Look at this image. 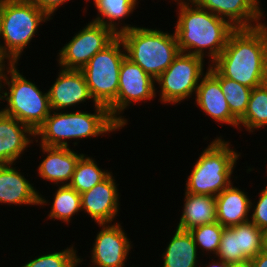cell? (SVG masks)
Wrapping results in <instances>:
<instances>
[{"instance_id":"6da1fadb","label":"cell","mask_w":267,"mask_h":267,"mask_svg":"<svg viewBox=\"0 0 267 267\" xmlns=\"http://www.w3.org/2000/svg\"><path fill=\"white\" fill-rule=\"evenodd\" d=\"M223 77L249 88L267 82V24L237 28L211 64Z\"/></svg>"},{"instance_id":"7a4b0ae2","label":"cell","mask_w":267,"mask_h":267,"mask_svg":"<svg viewBox=\"0 0 267 267\" xmlns=\"http://www.w3.org/2000/svg\"><path fill=\"white\" fill-rule=\"evenodd\" d=\"M174 31L180 52L208 59L211 65L236 29L227 20L196 6L191 0L176 2Z\"/></svg>"},{"instance_id":"3957f363","label":"cell","mask_w":267,"mask_h":267,"mask_svg":"<svg viewBox=\"0 0 267 267\" xmlns=\"http://www.w3.org/2000/svg\"><path fill=\"white\" fill-rule=\"evenodd\" d=\"M92 112L84 110H51L45 122L35 132V143L48 147L78 146L83 138L105 137L123 129L103 105L94 106ZM71 140V141H70Z\"/></svg>"},{"instance_id":"277c9868","label":"cell","mask_w":267,"mask_h":267,"mask_svg":"<svg viewBox=\"0 0 267 267\" xmlns=\"http://www.w3.org/2000/svg\"><path fill=\"white\" fill-rule=\"evenodd\" d=\"M222 135L203 148L192 170L185 179V192L199 195L217 196L234 183V170L241 153ZM238 160V162H237ZM233 176V177H232ZM232 178V179H231ZM234 178V179H233ZM234 180V181H232Z\"/></svg>"},{"instance_id":"5b68a950","label":"cell","mask_w":267,"mask_h":267,"mask_svg":"<svg viewBox=\"0 0 267 267\" xmlns=\"http://www.w3.org/2000/svg\"><path fill=\"white\" fill-rule=\"evenodd\" d=\"M50 20L52 19L30 0H4L0 61L18 64L26 52L25 48L31 45L34 36L39 35L40 26Z\"/></svg>"},{"instance_id":"8992f818","label":"cell","mask_w":267,"mask_h":267,"mask_svg":"<svg viewBox=\"0 0 267 267\" xmlns=\"http://www.w3.org/2000/svg\"><path fill=\"white\" fill-rule=\"evenodd\" d=\"M19 65L5 62L3 113L36 132L51 112L48 90L42 92L40 86L18 70Z\"/></svg>"},{"instance_id":"52a82bcc","label":"cell","mask_w":267,"mask_h":267,"mask_svg":"<svg viewBox=\"0 0 267 267\" xmlns=\"http://www.w3.org/2000/svg\"><path fill=\"white\" fill-rule=\"evenodd\" d=\"M160 29L136 26L119 35L124 43L126 57L155 80L180 52L175 31L169 33Z\"/></svg>"},{"instance_id":"ba28073f","label":"cell","mask_w":267,"mask_h":267,"mask_svg":"<svg viewBox=\"0 0 267 267\" xmlns=\"http://www.w3.org/2000/svg\"><path fill=\"white\" fill-rule=\"evenodd\" d=\"M125 57L124 43L117 36L81 69L90 94L97 104L108 108L117 99L120 68Z\"/></svg>"},{"instance_id":"9c48e42d","label":"cell","mask_w":267,"mask_h":267,"mask_svg":"<svg viewBox=\"0 0 267 267\" xmlns=\"http://www.w3.org/2000/svg\"><path fill=\"white\" fill-rule=\"evenodd\" d=\"M208 69L209 63H205L203 58L179 52L172 64L155 80V84L158 85L156 86L158 101L164 106L165 104L175 106L184 100L189 101L188 99L192 97L193 100L200 79Z\"/></svg>"},{"instance_id":"30bf717a","label":"cell","mask_w":267,"mask_h":267,"mask_svg":"<svg viewBox=\"0 0 267 267\" xmlns=\"http://www.w3.org/2000/svg\"><path fill=\"white\" fill-rule=\"evenodd\" d=\"M156 97L155 79L125 57L120 68L117 99L108 107L112 118L124 128L129 122V118L123 116L125 110L140 102L151 103Z\"/></svg>"},{"instance_id":"8fae6325","label":"cell","mask_w":267,"mask_h":267,"mask_svg":"<svg viewBox=\"0 0 267 267\" xmlns=\"http://www.w3.org/2000/svg\"><path fill=\"white\" fill-rule=\"evenodd\" d=\"M81 28L58 50L57 67L81 70L97 52L117 37L111 29L93 20Z\"/></svg>"},{"instance_id":"7c38bea8","label":"cell","mask_w":267,"mask_h":267,"mask_svg":"<svg viewBox=\"0 0 267 267\" xmlns=\"http://www.w3.org/2000/svg\"><path fill=\"white\" fill-rule=\"evenodd\" d=\"M121 225L120 222L98 224L100 231L90 248L91 256H88L91 257L90 267H126L134 245Z\"/></svg>"},{"instance_id":"4fadbf2b","label":"cell","mask_w":267,"mask_h":267,"mask_svg":"<svg viewBox=\"0 0 267 267\" xmlns=\"http://www.w3.org/2000/svg\"><path fill=\"white\" fill-rule=\"evenodd\" d=\"M56 79L48 86L49 103L51 110L65 111L81 108L86 101L98 105L92 98L85 76L81 70L63 69L59 67ZM80 105V106H78Z\"/></svg>"},{"instance_id":"5bb4252c","label":"cell","mask_w":267,"mask_h":267,"mask_svg":"<svg viewBox=\"0 0 267 267\" xmlns=\"http://www.w3.org/2000/svg\"><path fill=\"white\" fill-rule=\"evenodd\" d=\"M119 185L111 172L103 181L81 194L82 212L96 225L118 222L115 219L121 210Z\"/></svg>"},{"instance_id":"9a60e30c","label":"cell","mask_w":267,"mask_h":267,"mask_svg":"<svg viewBox=\"0 0 267 267\" xmlns=\"http://www.w3.org/2000/svg\"><path fill=\"white\" fill-rule=\"evenodd\" d=\"M196 6L227 20L234 28L267 24L261 0H191ZM261 5V6H260ZM264 22H263V21Z\"/></svg>"},{"instance_id":"2e32d148","label":"cell","mask_w":267,"mask_h":267,"mask_svg":"<svg viewBox=\"0 0 267 267\" xmlns=\"http://www.w3.org/2000/svg\"><path fill=\"white\" fill-rule=\"evenodd\" d=\"M194 99L203 115L210 116L217 124L221 123L220 126L227 124L238 129L239 120L230 111L220 81L209 70L200 79Z\"/></svg>"},{"instance_id":"e0dca14e","label":"cell","mask_w":267,"mask_h":267,"mask_svg":"<svg viewBox=\"0 0 267 267\" xmlns=\"http://www.w3.org/2000/svg\"><path fill=\"white\" fill-rule=\"evenodd\" d=\"M39 146L44 155L36 169L41 180L54 186L68 185L71 182L75 166L83 153L75 152L73 147Z\"/></svg>"},{"instance_id":"ac0fdd59","label":"cell","mask_w":267,"mask_h":267,"mask_svg":"<svg viewBox=\"0 0 267 267\" xmlns=\"http://www.w3.org/2000/svg\"><path fill=\"white\" fill-rule=\"evenodd\" d=\"M34 142L35 132L28 125L5 113L0 114V165L19 162Z\"/></svg>"},{"instance_id":"d6986e66","label":"cell","mask_w":267,"mask_h":267,"mask_svg":"<svg viewBox=\"0 0 267 267\" xmlns=\"http://www.w3.org/2000/svg\"><path fill=\"white\" fill-rule=\"evenodd\" d=\"M16 164L0 165V204L39 206L40 192Z\"/></svg>"},{"instance_id":"ffe728a7","label":"cell","mask_w":267,"mask_h":267,"mask_svg":"<svg viewBox=\"0 0 267 267\" xmlns=\"http://www.w3.org/2000/svg\"><path fill=\"white\" fill-rule=\"evenodd\" d=\"M232 183L215 196L217 222L223 227H231L250 220L251 198L248 192Z\"/></svg>"},{"instance_id":"44dd1931","label":"cell","mask_w":267,"mask_h":267,"mask_svg":"<svg viewBox=\"0 0 267 267\" xmlns=\"http://www.w3.org/2000/svg\"><path fill=\"white\" fill-rule=\"evenodd\" d=\"M86 4L90 0H86ZM97 15L92 20L111 29L117 36L138 25L125 23L140 4L139 0H93ZM134 25V26H133Z\"/></svg>"},{"instance_id":"7402d4cb","label":"cell","mask_w":267,"mask_h":267,"mask_svg":"<svg viewBox=\"0 0 267 267\" xmlns=\"http://www.w3.org/2000/svg\"><path fill=\"white\" fill-rule=\"evenodd\" d=\"M182 215L175 228L189 231L194 227L217 222L215 196L184 192Z\"/></svg>"},{"instance_id":"603a6c76","label":"cell","mask_w":267,"mask_h":267,"mask_svg":"<svg viewBox=\"0 0 267 267\" xmlns=\"http://www.w3.org/2000/svg\"><path fill=\"white\" fill-rule=\"evenodd\" d=\"M167 242L162 258V267H201L199 251L189 231L175 229ZM200 264V265H199ZM199 265V266H198Z\"/></svg>"},{"instance_id":"cb8c5ba5","label":"cell","mask_w":267,"mask_h":267,"mask_svg":"<svg viewBox=\"0 0 267 267\" xmlns=\"http://www.w3.org/2000/svg\"><path fill=\"white\" fill-rule=\"evenodd\" d=\"M52 202L44 197L40 192L39 207L50 206L47 219L50 221H61L69 225L82 212L81 194L69 185L56 186ZM74 216V217H73Z\"/></svg>"},{"instance_id":"d4e9b609","label":"cell","mask_w":267,"mask_h":267,"mask_svg":"<svg viewBox=\"0 0 267 267\" xmlns=\"http://www.w3.org/2000/svg\"><path fill=\"white\" fill-rule=\"evenodd\" d=\"M267 126V82L251 90L250 100L244 116L238 121V130L253 135ZM242 127H244L242 129Z\"/></svg>"},{"instance_id":"484cf974","label":"cell","mask_w":267,"mask_h":267,"mask_svg":"<svg viewBox=\"0 0 267 267\" xmlns=\"http://www.w3.org/2000/svg\"><path fill=\"white\" fill-rule=\"evenodd\" d=\"M98 165L93 156H88V154L84 153L79 158L71 182L68 185L79 194L92 189L112 172L108 169L104 170Z\"/></svg>"},{"instance_id":"4316f807","label":"cell","mask_w":267,"mask_h":267,"mask_svg":"<svg viewBox=\"0 0 267 267\" xmlns=\"http://www.w3.org/2000/svg\"><path fill=\"white\" fill-rule=\"evenodd\" d=\"M208 70L220 81L222 93L225 95L231 113L240 120L246 112L252 88L223 77L212 65H209Z\"/></svg>"},{"instance_id":"83f0119b","label":"cell","mask_w":267,"mask_h":267,"mask_svg":"<svg viewBox=\"0 0 267 267\" xmlns=\"http://www.w3.org/2000/svg\"><path fill=\"white\" fill-rule=\"evenodd\" d=\"M224 228L218 222H215L213 224L200 225L189 230L201 257L205 255H207V258L212 255L216 256Z\"/></svg>"},{"instance_id":"f1b7e54d","label":"cell","mask_w":267,"mask_h":267,"mask_svg":"<svg viewBox=\"0 0 267 267\" xmlns=\"http://www.w3.org/2000/svg\"><path fill=\"white\" fill-rule=\"evenodd\" d=\"M42 255L35 256V258L29 259V261L22 263L20 267H74L75 262L79 258L77 254V248L74 244H71L69 247L64 250H53L47 252V254L42 252Z\"/></svg>"},{"instance_id":"f546056e","label":"cell","mask_w":267,"mask_h":267,"mask_svg":"<svg viewBox=\"0 0 267 267\" xmlns=\"http://www.w3.org/2000/svg\"><path fill=\"white\" fill-rule=\"evenodd\" d=\"M215 257L231 264L248 260L241 253L240 233H236V225L224 228L219 249Z\"/></svg>"},{"instance_id":"4dcf8cb0","label":"cell","mask_w":267,"mask_h":267,"mask_svg":"<svg viewBox=\"0 0 267 267\" xmlns=\"http://www.w3.org/2000/svg\"><path fill=\"white\" fill-rule=\"evenodd\" d=\"M236 233H240L241 253L251 260L262 249L263 230H260L250 220L236 225Z\"/></svg>"},{"instance_id":"1f68e13d","label":"cell","mask_w":267,"mask_h":267,"mask_svg":"<svg viewBox=\"0 0 267 267\" xmlns=\"http://www.w3.org/2000/svg\"><path fill=\"white\" fill-rule=\"evenodd\" d=\"M257 199L251 200L250 221L264 231L267 230V184L259 191Z\"/></svg>"},{"instance_id":"d6a6232c","label":"cell","mask_w":267,"mask_h":267,"mask_svg":"<svg viewBox=\"0 0 267 267\" xmlns=\"http://www.w3.org/2000/svg\"><path fill=\"white\" fill-rule=\"evenodd\" d=\"M43 10L51 19L60 7L71 0H30ZM86 3V0H85ZM53 16V17H52Z\"/></svg>"},{"instance_id":"836d02e7","label":"cell","mask_w":267,"mask_h":267,"mask_svg":"<svg viewBox=\"0 0 267 267\" xmlns=\"http://www.w3.org/2000/svg\"><path fill=\"white\" fill-rule=\"evenodd\" d=\"M209 258L211 259V260L209 259L210 262H208V264H204V265L202 263L201 267H231L232 266L231 263L223 261L221 259H218L215 256H211Z\"/></svg>"},{"instance_id":"e575fe53","label":"cell","mask_w":267,"mask_h":267,"mask_svg":"<svg viewBox=\"0 0 267 267\" xmlns=\"http://www.w3.org/2000/svg\"><path fill=\"white\" fill-rule=\"evenodd\" d=\"M5 78V62H0V105L3 103V85ZM3 113V108L0 107V114Z\"/></svg>"},{"instance_id":"d590c367","label":"cell","mask_w":267,"mask_h":267,"mask_svg":"<svg viewBox=\"0 0 267 267\" xmlns=\"http://www.w3.org/2000/svg\"><path fill=\"white\" fill-rule=\"evenodd\" d=\"M251 260L254 264V267H267V254L264 252H260Z\"/></svg>"},{"instance_id":"8d00e7d4","label":"cell","mask_w":267,"mask_h":267,"mask_svg":"<svg viewBox=\"0 0 267 267\" xmlns=\"http://www.w3.org/2000/svg\"><path fill=\"white\" fill-rule=\"evenodd\" d=\"M261 252H264L267 254V230L263 231Z\"/></svg>"},{"instance_id":"74e56055","label":"cell","mask_w":267,"mask_h":267,"mask_svg":"<svg viewBox=\"0 0 267 267\" xmlns=\"http://www.w3.org/2000/svg\"><path fill=\"white\" fill-rule=\"evenodd\" d=\"M231 267H254L252 260H247L241 263L232 264Z\"/></svg>"},{"instance_id":"f35d334b","label":"cell","mask_w":267,"mask_h":267,"mask_svg":"<svg viewBox=\"0 0 267 267\" xmlns=\"http://www.w3.org/2000/svg\"><path fill=\"white\" fill-rule=\"evenodd\" d=\"M3 10H4V0H0V40L2 35Z\"/></svg>"},{"instance_id":"ab89813d","label":"cell","mask_w":267,"mask_h":267,"mask_svg":"<svg viewBox=\"0 0 267 267\" xmlns=\"http://www.w3.org/2000/svg\"><path fill=\"white\" fill-rule=\"evenodd\" d=\"M82 262H84V260L81 256H79V258L77 259V261L74 264V267L80 266L79 264H81ZM89 267H90V265H89Z\"/></svg>"},{"instance_id":"60d3db41","label":"cell","mask_w":267,"mask_h":267,"mask_svg":"<svg viewBox=\"0 0 267 267\" xmlns=\"http://www.w3.org/2000/svg\"><path fill=\"white\" fill-rule=\"evenodd\" d=\"M165 1H166V0H165ZM170 1H172V2H173V1H174V2H179V1H182V0H170Z\"/></svg>"}]
</instances>
